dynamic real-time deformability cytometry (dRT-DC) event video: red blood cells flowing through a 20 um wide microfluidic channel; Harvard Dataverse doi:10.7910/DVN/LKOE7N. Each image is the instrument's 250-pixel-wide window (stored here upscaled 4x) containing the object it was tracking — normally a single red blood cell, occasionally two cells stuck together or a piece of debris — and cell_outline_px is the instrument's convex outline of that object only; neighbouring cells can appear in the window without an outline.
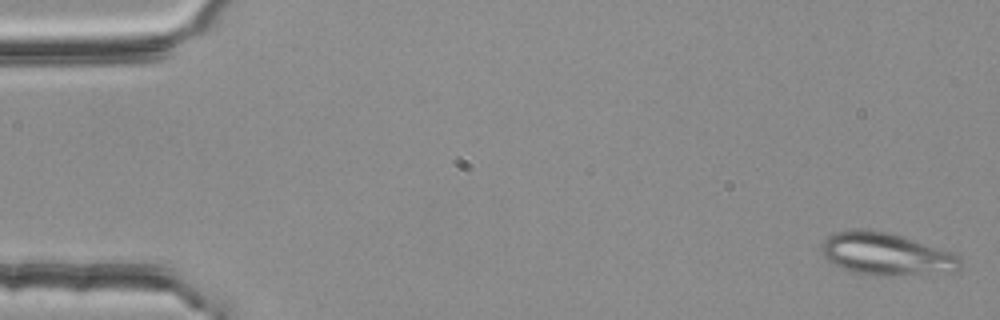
{"species": "common noctule bat (a hibernating species)", "species_latin": "Nyctalus noctula", "temperature_condition": "room temperature", "stored_images_in_passage": 54, "camera_frame_rate_fps": 3000, "um_per_image_px": 0.085, "animal": {"sex": "female", "body_mass_g": 25.1}, "frame": {"image": 1, "passage_image": 2, "time_ms": 0.333, "image_size_px": [1000, 320], "cell_outline_px": [[960, 268], [952, 272], [884, 276], [872, 276], [856, 272], [844, 268], [828, 260], [824, 256], [820, 248], [824, 240], [828, 236], [836, 232], [852, 228], [872, 228], [892, 232], [952, 252], [960, 256]], "centroid_in_image_um": [75.33, 21.56], "position_along_channel_um": 9.7, "area_um2": 34.68}}
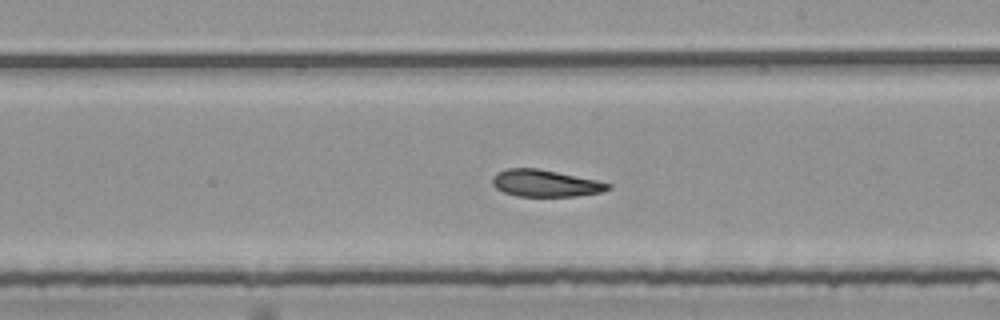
{"frame": {"image": 2, "passage_image": 32, "time_ms": 10.333, "image_size_px": [1000, 320], "cell_outline_px": [[612, 188], [600, 192], [576, 196], [516, 196], [504, 192], [496, 188], [492, 184], [492, 176], [496, 172], [508, 168], [536, 168], [596, 180], [612, 184]], "centroid_in_image_um": [46.32, 15.58], "position_along_channel_um": 242.7, "area_um2": 18.03}}
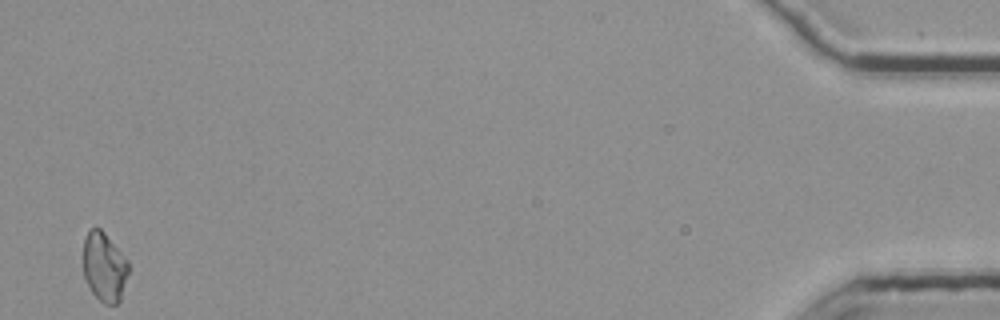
{"frame": {"image": 3, "passage_image": 54, "time_ms": 17.667, "image_size_px": [1000, 320], "cell_outline_px": [[132, 268], [120, 300], [116, 304], [104, 304], [92, 292], [84, 280], [84, 240], [88, 228], [100, 228], [104, 232], [128, 260]], "centroid_in_image_um": [8.9, 22.7], "position_along_channel_um": 426.3, "area_um2": 18.61}, "authors_computed_cell_mechanics": {"area_um2": 18.9006, "velocity_mm_per_s": 3.7684, "shape_relaxation_time_tau1_ms": null, "shape_relaxation_time_tau2_ms": 3.6525, "deformation_change_tau1": null, "deformation_change_tau2": 0.1114}}